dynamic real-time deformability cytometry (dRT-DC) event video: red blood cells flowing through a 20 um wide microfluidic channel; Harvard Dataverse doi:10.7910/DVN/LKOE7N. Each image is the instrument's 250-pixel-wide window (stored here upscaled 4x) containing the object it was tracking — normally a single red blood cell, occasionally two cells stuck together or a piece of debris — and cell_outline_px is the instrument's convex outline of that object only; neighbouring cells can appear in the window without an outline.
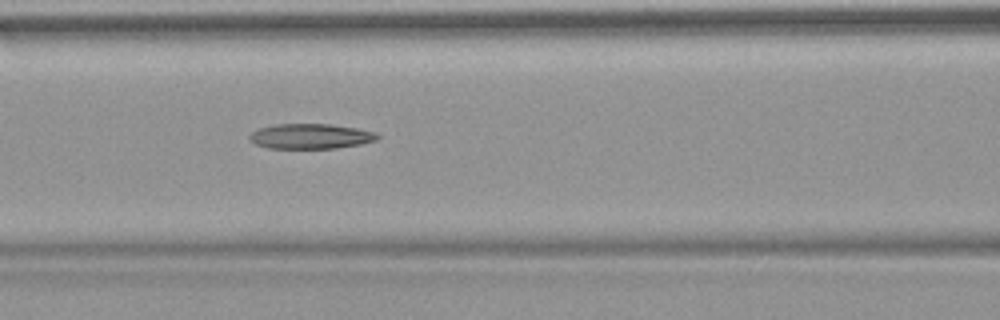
{"species": "common noctule bat (a hibernating species)", "species_latin": "Nyctalus noctula", "temperature_condition": "warm", "stored_images_in_passage": 53, "camera_frame_rate_fps": 3000, "um_per_image_px": 0.085, "animal": {"sex": "female", "body_mass_g": 18.4}, "frame": {"image": 1, "passage_image": 23, "time_ms": 7.333, "image_size_px": [1000, 320], "cell_outline_px": [[380, 136], [376, 140], [360, 144], [336, 148], [268, 148], [256, 144], [248, 136], [252, 132], [260, 128], [276, 124], [328, 124], [356, 128], [376, 132]], "centroid_in_image_um": [26.42, 11.58], "position_along_channel_um": 140.2, "area_um2": 18.5}}
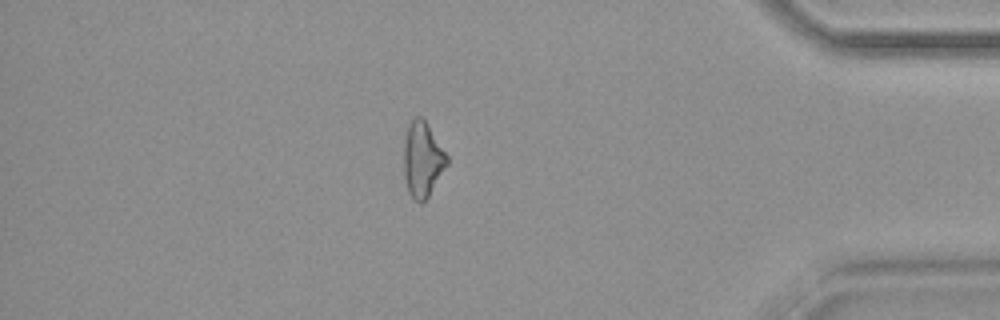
{"frame": {"image": 2, "passage_image": 46, "time_ms": 15.0, "image_size_px": [1000, 320], "cell_outline_px": [[448, 164], [428, 196], [420, 204], [408, 192], [404, 176], [404, 140], [408, 124], [416, 116], [420, 116], [428, 124], [448, 156]], "centroid_in_image_um": [35.91, 13.54], "position_along_channel_um": 399.3, "area_um2": 18.79}}